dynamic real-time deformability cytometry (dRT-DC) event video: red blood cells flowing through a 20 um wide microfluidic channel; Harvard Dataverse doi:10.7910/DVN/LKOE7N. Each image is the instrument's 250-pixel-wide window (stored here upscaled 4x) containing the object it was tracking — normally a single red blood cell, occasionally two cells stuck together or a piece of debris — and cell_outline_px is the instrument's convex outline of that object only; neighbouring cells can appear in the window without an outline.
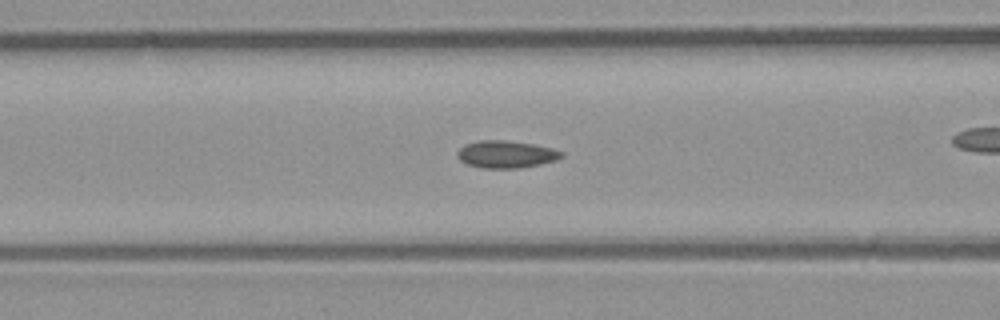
{"species": "common noctule bat (a hibernating species)", "species_latin": "Nyctalus noctula", "temperature_condition": "room temperature", "stored_images_in_passage": 39, "camera_frame_rate_fps": 3000, "um_per_image_px": 0.085, "animal": {"sex": "male", "body_mass_g": 23.1, "forearm_length_mm": 52.7}, "frame": {"image": 1, "passage_image": 7, "time_ms": 2.0, "image_size_px": [1000, 320], "cell_outline_px": [[564, 156], [556, 160], [540, 164], [516, 168], [484, 168], [468, 164], [460, 160], [456, 156], [456, 152], [464, 144], [480, 140], [504, 140], [532, 144], [552, 148], [564, 152]], "centroid_in_image_um": [43.01, 13.11], "position_along_channel_um": 123.6, "area_um2": 16.53}}
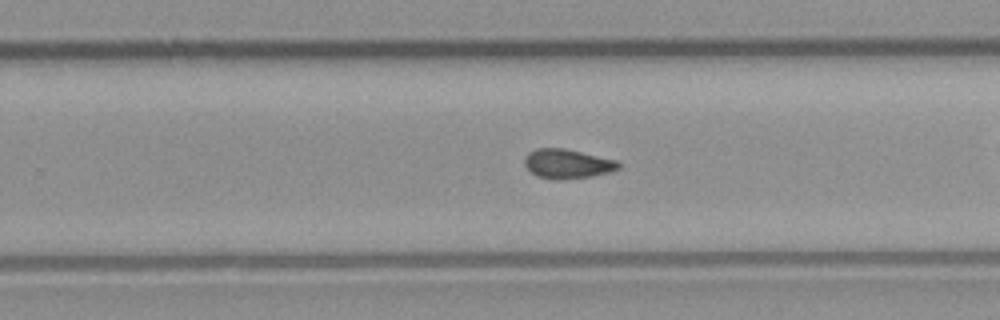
{"frame": {"image": 2, "passage_image": 19, "time_ms": 6.0, "image_size_px": [1000, 320], "cell_outline_px": [[620, 168], [608, 172], [592, 176], [564, 180], [556, 180], [536, 176], [524, 164], [524, 156], [528, 152], [536, 148], [564, 148], [616, 160], [620, 164]], "centroid_in_image_um": [48.19, 13.92], "position_along_channel_um": 281.6, "area_um2": 16.13}}
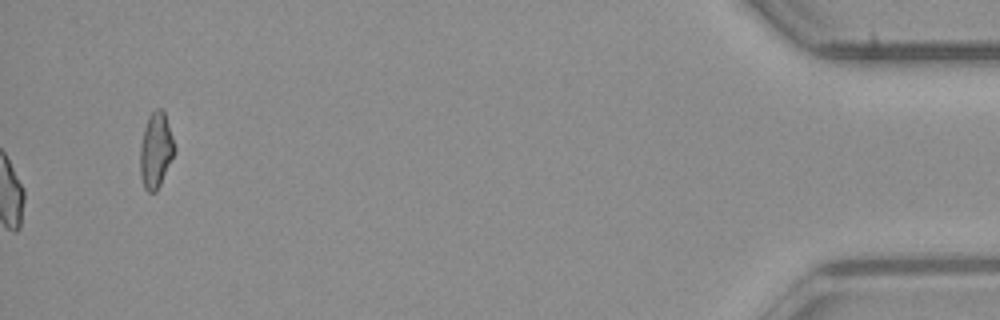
{"frame": {"image": 3, "passage_image": 39, "time_ms": 12.667, "image_size_px": [1000, 320], "cell_outline_px": [[176, 152], [156, 192], [148, 192], [144, 188], [140, 176], [140, 148], [144, 128], [148, 116], [156, 108], [160, 108], [164, 112], [176, 148]], "centroid_in_image_um": [13.25, 12.79], "position_along_channel_um": 422.0, "area_um2": 15.14}, "authors_computed_cell_mechanics": {"area_um2": 15.7216, "velocity_mm_per_s": 3.9514, "shape_relaxation_time_tau1_ms": null, "shape_relaxation_time_tau2_ms": 3.4724, "deformation_change_tau1": null, "deformation_change_tau2": 0.0821}}